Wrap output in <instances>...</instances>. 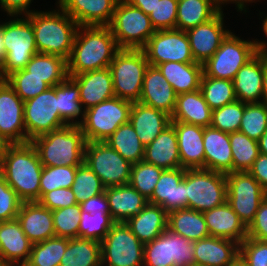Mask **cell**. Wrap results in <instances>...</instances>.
I'll return each mask as SVG.
<instances>
[{"label": "cell", "mask_w": 267, "mask_h": 266, "mask_svg": "<svg viewBox=\"0 0 267 266\" xmlns=\"http://www.w3.org/2000/svg\"><path fill=\"white\" fill-rule=\"evenodd\" d=\"M43 165L30 142L8 144L0 164V174L22 202L40 199Z\"/></svg>", "instance_id": "cell-1"}, {"label": "cell", "mask_w": 267, "mask_h": 266, "mask_svg": "<svg viewBox=\"0 0 267 266\" xmlns=\"http://www.w3.org/2000/svg\"><path fill=\"white\" fill-rule=\"evenodd\" d=\"M119 50L109 26H79L67 60L68 76L109 67Z\"/></svg>", "instance_id": "cell-2"}, {"label": "cell", "mask_w": 267, "mask_h": 266, "mask_svg": "<svg viewBox=\"0 0 267 266\" xmlns=\"http://www.w3.org/2000/svg\"><path fill=\"white\" fill-rule=\"evenodd\" d=\"M57 8L58 12L34 10L26 16L33 26L37 52L68 60L79 25L60 6Z\"/></svg>", "instance_id": "cell-3"}, {"label": "cell", "mask_w": 267, "mask_h": 266, "mask_svg": "<svg viewBox=\"0 0 267 266\" xmlns=\"http://www.w3.org/2000/svg\"><path fill=\"white\" fill-rule=\"evenodd\" d=\"M43 166H80L84 163L86 139L79 126L67 125L34 138Z\"/></svg>", "instance_id": "cell-4"}, {"label": "cell", "mask_w": 267, "mask_h": 266, "mask_svg": "<svg viewBox=\"0 0 267 266\" xmlns=\"http://www.w3.org/2000/svg\"><path fill=\"white\" fill-rule=\"evenodd\" d=\"M148 66L143 49H120L108 67L115 96L132 103L139 102Z\"/></svg>", "instance_id": "cell-5"}, {"label": "cell", "mask_w": 267, "mask_h": 266, "mask_svg": "<svg viewBox=\"0 0 267 266\" xmlns=\"http://www.w3.org/2000/svg\"><path fill=\"white\" fill-rule=\"evenodd\" d=\"M108 26L120 49H143L156 32L149 15L126 0L117 2Z\"/></svg>", "instance_id": "cell-6"}, {"label": "cell", "mask_w": 267, "mask_h": 266, "mask_svg": "<svg viewBox=\"0 0 267 266\" xmlns=\"http://www.w3.org/2000/svg\"><path fill=\"white\" fill-rule=\"evenodd\" d=\"M132 102L116 96L85 110L79 125L86 141L103 142L122 124L129 122Z\"/></svg>", "instance_id": "cell-7"}, {"label": "cell", "mask_w": 267, "mask_h": 266, "mask_svg": "<svg viewBox=\"0 0 267 266\" xmlns=\"http://www.w3.org/2000/svg\"><path fill=\"white\" fill-rule=\"evenodd\" d=\"M226 201V174L207 169H186V208L204 212Z\"/></svg>", "instance_id": "cell-8"}, {"label": "cell", "mask_w": 267, "mask_h": 266, "mask_svg": "<svg viewBox=\"0 0 267 266\" xmlns=\"http://www.w3.org/2000/svg\"><path fill=\"white\" fill-rule=\"evenodd\" d=\"M11 16L3 22V38L6 54L3 59L4 72L8 76L14 71L24 69L33 55L37 54L34 31L29 18ZM17 17V18H16Z\"/></svg>", "instance_id": "cell-9"}, {"label": "cell", "mask_w": 267, "mask_h": 266, "mask_svg": "<svg viewBox=\"0 0 267 266\" xmlns=\"http://www.w3.org/2000/svg\"><path fill=\"white\" fill-rule=\"evenodd\" d=\"M255 54L253 39L242 40L230 30L212 57L203 63V73L209 77L233 81L237 71Z\"/></svg>", "instance_id": "cell-10"}, {"label": "cell", "mask_w": 267, "mask_h": 266, "mask_svg": "<svg viewBox=\"0 0 267 266\" xmlns=\"http://www.w3.org/2000/svg\"><path fill=\"white\" fill-rule=\"evenodd\" d=\"M102 266H143L144 244L125 222H115L101 241Z\"/></svg>", "instance_id": "cell-11"}, {"label": "cell", "mask_w": 267, "mask_h": 266, "mask_svg": "<svg viewBox=\"0 0 267 266\" xmlns=\"http://www.w3.org/2000/svg\"><path fill=\"white\" fill-rule=\"evenodd\" d=\"M84 163L106 188L129 184L132 164L105 141H86Z\"/></svg>", "instance_id": "cell-12"}, {"label": "cell", "mask_w": 267, "mask_h": 266, "mask_svg": "<svg viewBox=\"0 0 267 266\" xmlns=\"http://www.w3.org/2000/svg\"><path fill=\"white\" fill-rule=\"evenodd\" d=\"M226 181L227 202L248 227L267 193L248 171L228 173Z\"/></svg>", "instance_id": "cell-13"}, {"label": "cell", "mask_w": 267, "mask_h": 266, "mask_svg": "<svg viewBox=\"0 0 267 266\" xmlns=\"http://www.w3.org/2000/svg\"><path fill=\"white\" fill-rule=\"evenodd\" d=\"M194 241L168 229L144 244L143 266H194Z\"/></svg>", "instance_id": "cell-14"}, {"label": "cell", "mask_w": 267, "mask_h": 266, "mask_svg": "<svg viewBox=\"0 0 267 266\" xmlns=\"http://www.w3.org/2000/svg\"><path fill=\"white\" fill-rule=\"evenodd\" d=\"M24 126L27 142L37 136L67 126L59 115L56 86L49 87L36 97L24 102Z\"/></svg>", "instance_id": "cell-15"}, {"label": "cell", "mask_w": 267, "mask_h": 266, "mask_svg": "<svg viewBox=\"0 0 267 266\" xmlns=\"http://www.w3.org/2000/svg\"><path fill=\"white\" fill-rule=\"evenodd\" d=\"M151 66L164 62L192 63L190 44L185 31L178 29L156 30L143 48Z\"/></svg>", "instance_id": "cell-16"}, {"label": "cell", "mask_w": 267, "mask_h": 266, "mask_svg": "<svg viewBox=\"0 0 267 266\" xmlns=\"http://www.w3.org/2000/svg\"><path fill=\"white\" fill-rule=\"evenodd\" d=\"M0 135L9 143H27L24 101L8 82L0 84Z\"/></svg>", "instance_id": "cell-17"}, {"label": "cell", "mask_w": 267, "mask_h": 266, "mask_svg": "<svg viewBox=\"0 0 267 266\" xmlns=\"http://www.w3.org/2000/svg\"><path fill=\"white\" fill-rule=\"evenodd\" d=\"M223 19V11H219L209 21L185 31L195 62L203 64L211 58L230 32L225 29Z\"/></svg>", "instance_id": "cell-18"}, {"label": "cell", "mask_w": 267, "mask_h": 266, "mask_svg": "<svg viewBox=\"0 0 267 266\" xmlns=\"http://www.w3.org/2000/svg\"><path fill=\"white\" fill-rule=\"evenodd\" d=\"M148 202L167 213L186 208V169L164 170Z\"/></svg>", "instance_id": "cell-19"}, {"label": "cell", "mask_w": 267, "mask_h": 266, "mask_svg": "<svg viewBox=\"0 0 267 266\" xmlns=\"http://www.w3.org/2000/svg\"><path fill=\"white\" fill-rule=\"evenodd\" d=\"M31 248L17 219L0 222V266H24Z\"/></svg>", "instance_id": "cell-20"}, {"label": "cell", "mask_w": 267, "mask_h": 266, "mask_svg": "<svg viewBox=\"0 0 267 266\" xmlns=\"http://www.w3.org/2000/svg\"><path fill=\"white\" fill-rule=\"evenodd\" d=\"M267 57L256 53L236 73L233 84L237 100L260 103L263 97V78Z\"/></svg>", "instance_id": "cell-21"}, {"label": "cell", "mask_w": 267, "mask_h": 266, "mask_svg": "<svg viewBox=\"0 0 267 266\" xmlns=\"http://www.w3.org/2000/svg\"><path fill=\"white\" fill-rule=\"evenodd\" d=\"M119 0H58L79 26H108Z\"/></svg>", "instance_id": "cell-22"}, {"label": "cell", "mask_w": 267, "mask_h": 266, "mask_svg": "<svg viewBox=\"0 0 267 266\" xmlns=\"http://www.w3.org/2000/svg\"><path fill=\"white\" fill-rule=\"evenodd\" d=\"M196 266H235L239 261V243L209 236L194 241Z\"/></svg>", "instance_id": "cell-23"}, {"label": "cell", "mask_w": 267, "mask_h": 266, "mask_svg": "<svg viewBox=\"0 0 267 266\" xmlns=\"http://www.w3.org/2000/svg\"><path fill=\"white\" fill-rule=\"evenodd\" d=\"M176 100L177 94L158 67L149 65L144 74L139 102L163 111L171 117L175 110Z\"/></svg>", "instance_id": "cell-24"}, {"label": "cell", "mask_w": 267, "mask_h": 266, "mask_svg": "<svg viewBox=\"0 0 267 266\" xmlns=\"http://www.w3.org/2000/svg\"><path fill=\"white\" fill-rule=\"evenodd\" d=\"M69 77L79 87L80 101L84 111L115 96L112 75L108 67Z\"/></svg>", "instance_id": "cell-25"}, {"label": "cell", "mask_w": 267, "mask_h": 266, "mask_svg": "<svg viewBox=\"0 0 267 266\" xmlns=\"http://www.w3.org/2000/svg\"><path fill=\"white\" fill-rule=\"evenodd\" d=\"M17 220L32 244L56 237L52 211L38 201L22 202Z\"/></svg>", "instance_id": "cell-26"}, {"label": "cell", "mask_w": 267, "mask_h": 266, "mask_svg": "<svg viewBox=\"0 0 267 266\" xmlns=\"http://www.w3.org/2000/svg\"><path fill=\"white\" fill-rule=\"evenodd\" d=\"M179 148L181 167L184 169H204V127L179 121H171Z\"/></svg>", "instance_id": "cell-27"}, {"label": "cell", "mask_w": 267, "mask_h": 266, "mask_svg": "<svg viewBox=\"0 0 267 266\" xmlns=\"http://www.w3.org/2000/svg\"><path fill=\"white\" fill-rule=\"evenodd\" d=\"M202 213L210 236L231 239L239 244L247 238V227L227 201Z\"/></svg>", "instance_id": "cell-28"}, {"label": "cell", "mask_w": 267, "mask_h": 266, "mask_svg": "<svg viewBox=\"0 0 267 266\" xmlns=\"http://www.w3.org/2000/svg\"><path fill=\"white\" fill-rule=\"evenodd\" d=\"M204 169L228 174L232 172V150L229 133L204 127Z\"/></svg>", "instance_id": "cell-29"}, {"label": "cell", "mask_w": 267, "mask_h": 266, "mask_svg": "<svg viewBox=\"0 0 267 266\" xmlns=\"http://www.w3.org/2000/svg\"><path fill=\"white\" fill-rule=\"evenodd\" d=\"M129 122L140 142L146 146L170 125L171 117L163 111L134 102L131 106Z\"/></svg>", "instance_id": "cell-30"}, {"label": "cell", "mask_w": 267, "mask_h": 266, "mask_svg": "<svg viewBox=\"0 0 267 266\" xmlns=\"http://www.w3.org/2000/svg\"><path fill=\"white\" fill-rule=\"evenodd\" d=\"M143 160L164 170L181 167L177 134L171 124L145 146Z\"/></svg>", "instance_id": "cell-31"}, {"label": "cell", "mask_w": 267, "mask_h": 266, "mask_svg": "<svg viewBox=\"0 0 267 266\" xmlns=\"http://www.w3.org/2000/svg\"><path fill=\"white\" fill-rule=\"evenodd\" d=\"M105 194L110 215L115 222H126L136 216L149 202L130 184L107 187Z\"/></svg>", "instance_id": "cell-32"}, {"label": "cell", "mask_w": 267, "mask_h": 266, "mask_svg": "<svg viewBox=\"0 0 267 266\" xmlns=\"http://www.w3.org/2000/svg\"><path fill=\"white\" fill-rule=\"evenodd\" d=\"M125 223L142 244H147L168 229V213L161 206L148 203Z\"/></svg>", "instance_id": "cell-33"}, {"label": "cell", "mask_w": 267, "mask_h": 266, "mask_svg": "<svg viewBox=\"0 0 267 266\" xmlns=\"http://www.w3.org/2000/svg\"><path fill=\"white\" fill-rule=\"evenodd\" d=\"M171 121L210 127L212 109L208 106L200 89L177 95L174 113Z\"/></svg>", "instance_id": "cell-34"}, {"label": "cell", "mask_w": 267, "mask_h": 266, "mask_svg": "<svg viewBox=\"0 0 267 266\" xmlns=\"http://www.w3.org/2000/svg\"><path fill=\"white\" fill-rule=\"evenodd\" d=\"M158 69L173 87L177 95L200 89L203 64L198 62H164Z\"/></svg>", "instance_id": "cell-35"}, {"label": "cell", "mask_w": 267, "mask_h": 266, "mask_svg": "<svg viewBox=\"0 0 267 266\" xmlns=\"http://www.w3.org/2000/svg\"><path fill=\"white\" fill-rule=\"evenodd\" d=\"M168 230L190 241L210 236L203 213L189 208L168 213Z\"/></svg>", "instance_id": "cell-36"}, {"label": "cell", "mask_w": 267, "mask_h": 266, "mask_svg": "<svg viewBox=\"0 0 267 266\" xmlns=\"http://www.w3.org/2000/svg\"><path fill=\"white\" fill-rule=\"evenodd\" d=\"M24 69L30 75L43 79L50 87L60 84L68 77L67 60L57 55L37 53Z\"/></svg>", "instance_id": "cell-37"}, {"label": "cell", "mask_w": 267, "mask_h": 266, "mask_svg": "<svg viewBox=\"0 0 267 266\" xmlns=\"http://www.w3.org/2000/svg\"><path fill=\"white\" fill-rule=\"evenodd\" d=\"M60 266H102L101 242L81 237L69 239Z\"/></svg>", "instance_id": "cell-38"}, {"label": "cell", "mask_w": 267, "mask_h": 266, "mask_svg": "<svg viewBox=\"0 0 267 266\" xmlns=\"http://www.w3.org/2000/svg\"><path fill=\"white\" fill-rule=\"evenodd\" d=\"M218 12L214 0H178L176 29L187 31L209 21Z\"/></svg>", "instance_id": "cell-39"}, {"label": "cell", "mask_w": 267, "mask_h": 266, "mask_svg": "<svg viewBox=\"0 0 267 266\" xmlns=\"http://www.w3.org/2000/svg\"><path fill=\"white\" fill-rule=\"evenodd\" d=\"M56 96L61 119L67 125L79 126L83 121L85 111L81 105L77 83L68 76L63 82L56 85ZM78 116L80 117V121Z\"/></svg>", "instance_id": "cell-40"}, {"label": "cell", "mask_w": 267, "mask_h": 266, "mask_svg": "<svg viewBox=\"0 0 267 266\" xmlns=\"http://www.w3.org/2000/svg\"><path fill=\"white\" fill-rule=\"evenodd\" d=\"M105 142L131 164L144 159L145 145L140 142L130 122L120 125Z\"/></svg>", "instance_id": "cell-41"}, {"label": "cell", "mask_w": 267, "mask_h": 266, "mask_svg": "<svg viewBox=\"0 0 267 266\" xmlns=\"http://www.w3.org/2000/svg\"><path fill=\"white\" fill-rule=\"evenodd\" d=\"M232 150V172L248 171L257 159L259 144L241 131L229 133Z\"/></svg>", "instance_id": "cell-42"}, {"label": "cell", "mask_w": 267, "mask_h": 266, "mask_svg": "<svg viewBox=\"0 0 267 266\" xmlns=\"http://www.w3.org/2000/svg\"><path fill=\"white\" fill-rule=\"evenodd\" d=\"M69 239L53 237L32 244L29 260L24 266H60Z\"/></svg>", "instance_id": "cell-43"}, {"label": "cell", "mask_w": 267, "mask_h": 266, "mask_svg": "<svg viewBox=\"0 0 267 266\" xmlns=\"http://www.w3.org/2000/svg\"><path fill=\"white\" fill-rule=\"evenodd\" d=\"M200 91L212 110L237 100L233 81L209 77L204 73L201 79Z\"/></svg>", "instance_id": "cell-44"}, {"label": "cell", "mask_w": 267, "mask_h": 266, "mask_svg": "<svg viewBox=\"0 0 267 266\" xmlns=\"http://www.w3.org/2000/svg\"><path fill=\"white\" fill-rule=\"evenodd\" d=\"M163 171L164 169L144 160L134 163L131 167L129 184L149 200Z\"/></svg>", "instance_id": "cell-45"}, {"label": "cell", "mask_w": 267, "mask_h": 266, "mask_svg": "<svg viewBox=\"0 0 267 266\" xmlns=\"http://www.w3.org/2000/svg\"><path fill=\"white\" fill-rule=\"evenodd\" d=\"M114 223L115 221L112 219L110 212H96L90 214L81 211L78 237L101 242Z\"/></svg>", "instance_id": "cell-46"}, {"label": "cell", "mask_w": 267, "mask_h": 266, "mask_svg": "<svg viewBox=\"0 0 267 266\" xmlns=\"http://www.w3.org/2000/svg\"><path fill=\"white\" fill-rule=\"evenodd\" d=\"M100 178L85 164L77 167L72 190L78 204L105 192Z\"/></svg>", "instance_id": "cell-47"}, {"label": "cell", "mask_w": 267, "mask_h": 266, "mask_svg": "<svg viewBox=\"0 0 267 266\" xmlns=\"http://www.w3.org/2000/svg\"><path fill=\"white\" fill-rule=\"evenodd\" d=\"M266 130L267 106L262 102L245 103L239 131L258 141Z\"/></svg>", "instance_id": "cell-48"}, {"label": "cell", "mask_w": 267, "mask_h": 266, "mask_svg": "<svg viewBox=\"0 0 267 266\" xmlns=\"http://www.w3.org/2000/svg\"><path fill=\"white\" fill-rule=\"evenodd\" d=\"M78 166H43L40 179V198L59 188H72Z\"/></svg>", "instance_id": "cell-49"}, {"label": "cell", "mask_w": 267, "mask_h": 266, "mask_svg": "<svg viewBox=\"0 0 267 266\" xmlns=\"http://www.w3.org/2000/svg\"><path fill=\"white\" fill-rule=\"evenodd\" d=\"M7 82L24 102L36 97L50 87L43 79L30 75L25 69L9 74Z\"/></svg>", "instance_id": "cell-50"}, {"label": "cell", "mask_w": 267, "mask_h": 266, "mask_svg": "<svg viewBox=\"0 0 267 266\" xmlns=\"http://www.w3.org/2000/svg\"><path fill=\"white\" fill-rule=\"evenodd\" d=\"M245 103L236 100L221 108L212 110L211 127L226 133L239 131Z\"/></svg>", "instance_id": "cell-51"}, {"label": "cell", "mask_w": 267, "mask_h": 266, "mask_svg": "<svg viewBox=\"0 0 267 266\" xmlns=\"http://www.w3.org/2000/svg\"><path fill=\"white\" fill-rule=\"evenodd\" d=\"M54 232L56 237L73 239L78 237L81 220L80 204L52 211Z\"/></svg>", "instance_id": "cell-52"}, {"label": "cell", "mask_w": 267, "mask_h": 266, "mask_svg": "<svg viewBox=\"0 0 267 266\" xmlns=\"http://www.w3.org/2000/svg\"><path fill=\"white\" fill-rule=\"evenodd\" d=\"M178 0H157L149 18L155 30L176 29Z\"/></svg>", "instance_id": "cell-53"}, {"label": "cell", "mask_w": 267, "mask_h": 266, "mask_svg": "<svg viewBox=\"0 0 267 266\" xmlns=\"http://www.w3.org/2000/svg\"><path fill=\"white\" fill-rule=\"evenodd\" d=\"M239 261L245 266H267V242L247 237L239 244Z\"/></svg>", "instance_id": "cell-54"}, {"label": "cell", "mask_w": 267, "mask_h": 266, "mask_svg": "<svg viewBox=\"0 0 267 266\" xmlns=\"http://www.w3.org/2000/svg\"><path fill=\"white\" fill-rule=\"evenodd\" d=\"M22 201L0 174V222L17 219Z\"/></svg>", "instance_id": "cell-55"}, {"label": "cell", "mask_w": 267, "mask_h": 266, "mask_svg": "<svg viewBox=\"0 0 267 266\" xmlns=\"http://www.w3.org/2000/svg\"><path fill=\"white\" fill-rule=\"evenodd\" d=\"M38 202L51 211L78 204L72 188L54 189L45 193Z\"/></svg>", "instance_id": "cell-56"}, {"label": "cell", "mask_w": 267, "mask_h": 266, "mask_svg": "<svg viewBox=\"0 0 267 266\" xmlns=\"http://www.w3.org/2000/svg\"><path fill=\"white\" fill-rule=\"evenodd\" d=\"M247 237L267 242V197L260 204L253 221L247 227Z\"/></svg>", "instance_id": "cell-57"}, {"label": "cell", "mask_w": 267, "mask_h": 266, "mask_svg": "<svg viewBox=\"0 0 267 266\" xmlns=\"http://www.w3.org/2000/svg\"><path fill=\"white\" fill-rule=\"evenodd\" d=\"M32 0H0V6L7 16L28 15L32 10H28Z\"/></svg>", "instance_id": "cell-58"}, {"label": "cell", "mask_w": 267, "mask_h": 266, "mask_svg": "<svg viewBox=\"0 0 267 266\" xmlns=\"http://www.w3.org/2000/svg\"><path fill=\"white\" fill-rule=\"evenodd\" d=\"M81 211L94 214L96 212H110L105 192L86 199L80 203Z\"/></svg>", "instance_id": "cell-59"}, {"label": "cell", "mask_w": 267, "mask_h": 266, "mask_svg": "<svg viewBox=\"0 0 267 266\" xmlns=\"http://www.w3.org/2000/svg\"><path fill=\"white\" fill-rule=\"evenodd\" d=\"M248 172L258 181L267 193V155L260 153Z\"/></svg>", "instance_id": "cell-60"}, {"label": "cell", "mask_w": 267, "mask_h": 266, "mask_svg": "<svg viewBox=\"0 0 267 266\" xmlns=\"http://www.w3.org/2000/svg\"><path fill=\"white\" fill-rule=\"evenodd\" d=\"M132 6L142 10L145 14L149 15L155 8L157 0H126Z\"/></svg>", "instance_id": "cell-61"}, {"label": "cell", "mask_w": 267, "mask_h": 266, "mask_svg": "<svg viewBox=\"0 0 267 266\" xmlns=\"http://www.w3.org/2000/svg\"><path fill=\"white\" fill-rule=\"evenodd\" d=\"M255 2L256 0H214L215 2V5L218 9V11L222 12V6L223 4H227L228 2L230 3H235L236 4V7H237V11L241 12L244 11V12H247V9L245 8L246 5L248 2L252 3V2Z\"/></svg>", "instance_id": "cell-62"}, {"label": "cell", "mask_w": 267, "mask_h": 266, "mask_svg": "<svg viewBox=\"0 0 267 266\" xmlns=\"http://www.w3.org/2000/svg\"><path fill=\"white\" fill-rule=\"evenodd\" d=\"M262 29H263L264 34L267 37V14H266L265 19H263ZM254 42H255L256 53L266 56L267 55L266 41L264 42V41H261V40L259 41L258 39L257 40L255 39Z\"/></svg>", "instance_id": "cell-63"}, {"label": "cell", "mask_w": 267, "mask_h": 266, "mask_svg": "<svg viewBox=\"0 0 267 266\" xmlns=\"http://www.w3.org/2000/svg\"><path fill=\"white\" fill-rule=\"evenodd\" d=\"M259 152L263 155H267V130L258 140Z\"/></svg>", "instance_id": "cell-64"}, {"label": "cell", "mask_w": 267, "mask_h": 266, "mask_svg": "<svg viewBox=\"0 0 267 266\" xmlns=\"http://www.w3.org/2000/svg\"><path fill=\"white\" fill-rule=\"evenodd\" d=\"M6 54L4 38H3V23L0 24V58L3 60Z\"/></svg>", "instance_id": "cell-65"}, {"label": "cell", "mask_w": 267, "mask_h": 266, "mask_svg": "<svg viewBox=\"0 0 267 266\" xmlns=\"http://www.w3.org/2000/svg\"><path fill=\"white\" fill-rule=\"evenodd\" d=\"M262 103L267 106V65L265 66L264 78H263V97Z\"/></svg>", "instance_id": "cell-66"}, {"label": "cell", "mask_w": 267, "mask_h": 266, "mask_svg": "<svg viewBox=\"0 0 267 266\" xmlns=\"http://www.w3.org/2000/svg\"><path fill=\"white\" fill-rule=\"evenodd\" d=\"M9 143L0 135V164L4 155L5 149Z\"/></svg>", "instance_id": "cell-67"}, {"label": "cell", "mask_w": 267, "mask_h": 266, "mask_svg": "<svg viewBox=\"0 0 267 266\" xmlns=\"http://www.w3.org/2000/svg\"><path fill=\"white\" fill-rule=\"evenodd\" d=\"M7 82V75L4 72L3 60L0 58V84Z\"/></svg>", "instance_id": "cell-68"}, {"label": "cell", "mask_w": 267, "mask_h": 266, "mask_svg": "<svg viewBox=\"0 0 267 266\" xmlns=\"http://www.w3.org/2000/svg\"><path fill=\"white\" fill-rule=\"evenodd\" d=\"M235 266H245V265H243L240 261H238V262L235 264Z\"/></svg>", "instance_id": "cell-69"}]
</instances>
